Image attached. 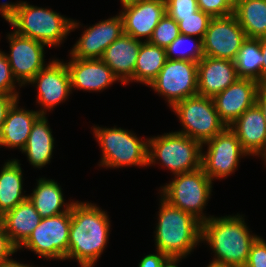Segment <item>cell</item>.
<instances>
[{
  "label": "cell",
  "mask_w": 266,
  "mask_h": 267,
  "mask_svg": "<svg viewBox=\"0 0 266 267\" xmlns=\"http://www.w3.org/2000/svg\"><path fill=\"white\" fill-rule=\"evenodd\" d=\"M106 211L89 202H73L67 259L93 267L107 246L110 220Z\"/></svg>",
  "instance_id": "obj_1"
},
{
  "label": "cell",
  "mask_w": 266,
  "mask_h": 267,
  "mask_svg": "<svg viewBox=\"0 0 266 267\" xmlns=\"http://www.w3.org/2000/svg\"><path fill=\"white\" fill-rule=\"evenodd\" d=\"M0 14L15 27L17 34L50 47L59 46L72 30L79 27V23L71 18L24 1L17 4L3 2L0 5Z\"/></svg>",
  "instance_id": "obj_2"
},
{
  "label": "cell",
  "mask_w": 266,
  "mask_h": 267,
  "mask_svg": "<svg viewBox=\"0 0 266 267\" xmlns=\"http://www.w3.org/2000/svg\"><path fill=\"white\" fill-rule=\"evenodd\" d=\"M249 230L242 215L210 216L201 225V241H206L215 254L212 262L244 267L258 237Z\"/></svg>",
  "instance_id": "obj_3"
},
{
  "label": "cell",
  "mask_w": 266,
  "mask_h": 267,
  "mask_svg": "<svg viewBox=\"0 0 266 267\" xmlns=\"http://www.w3.org/2000/svg\"><path fill=\"white\" fill-rule=\"evenodd\" d=\"M155 233L156 249L169 258H184L201 242L202 223L191 214L160 199Z\"/></svg>",
  "instance_id": "obj_4"
},
{
  "label": "cell",
  "mask_w": 266,
  "mask_h": 267,
  "mask_svg": "<svg viewBox=\"0 0 266 267\" xmlns=\"http://www.w3.org/2000/svg\"><path fill=\"white\" fill-rule=\"evenodd\" d=\"M202 148L200 142L177 131L148 138V166L159 160L174 175L195 171L202 167Z\"/></svg>",
  "instance_id": "obj_5"
},
{
  "label": "cell",
  "mask_w": 266,
  "mask_h": 267,
  "mask_svg": "<svg viewBox=\"0 0 266 267\" xmlns=\"http://www.w3.org/2000/svg\"><path fill=\"white\" fill-rule=\"evenodd\" d=\"M102 149L101 164L108 168L148 166V139L143 141L131 131L121 128L93 127Z\"/></svg>",
  "instance_id": "obj_6"
},
{
  "label": "cell",
  "mask_w": 266,
  "mask_h": 267,
  "mask_svg": "<svg viewBox=\"0 0 266 267\" xmlns=\"http://www.w3.org/2000/svg\"><path fill=\"white\" fill-rule=\"evenodd\" d=\"M175 178L160 190L161 197L174 207L191 214L201 223L209 217L202 212L210 199L212 180L201 167L198 170L174 175Z\"/></svg>",
  "instance_id": "obj_7"
},
{
  "label": "cell",
  "mask_w": 266,
  "mask_h": 267,
  "mask_svg": "<svg viewBox=\"0 0 266 267\" xmlns=\"http://www.w3.org/2000/svg\"><path fill=\"white\" fill-rule=\"evenodd\" d=\"M171 108L183 126V130L177 132L201 144L227 128L211 97L195 95L175 103Z\"/></svg>",
  "instance_id": "obj_8"
},
{
  "label": "cell",
  "mask_w": 266,
  "mask_h": 267,
  "mask_svg": "<svg viewBox=\"0 0 266 267\" xmlns=\"http://www.w3.org/2000/svg\"><path fill=\"white\" fill-rule=\"evenodd\" d=\"M71 209L55 216L41 218L38 226L18 247L38 254V257L66 260L69 246Z\"/></svg>",
  "instance_id": "obj_9"
},
{
  "label": "cell",
  "mask_w": 266,
  "mask_h": 267,
  "mask_svg": "<svg viewBox=\"0 0 266 267\" xmlns=\"http://www.w3.org/2000/svg\"><path fill=\"white\" fill-rule=\"evenodd\" d=\"M198 62L167 59L157 78L149 85L165 96L169 106L198 95Z\"/></svg>",
  "instance_id": "obj_10"
},
{
  "label": "cell",
  "mask_w": 266,
  "mask_h": 267,
  "mask_svg": "<svg viewBox=\"0 0 266 267\" xmlns=\"http://www.w3.org/2000/svg\"><path fill=\"white\" fill-rule=\"evenodd\" d=\"M202 145L208 146L202 153V168L213 181L235 172L239 158L249 155L229 127Z\"/></svg>",
  "instance_id": "obj_11"
},
{
  "label": "cell",
  "mask_w": 266,
  "mask_h": 267,
  "mask_svg": "<svg viewBox=\"0 0 266 267\" xmlns=\"http://www.w3.org/2000/svg\"><path fill=\"white\" fill-rule=\"evenodd\" d=\"M246 39L234 14L212 18L202 39L204 56L234 61Z\"/></svg>",
  "instance_id": "obj_12"
},
{
  "label": "cell",
  "mask_w": 266,
  "mask_h": 267,
  "mask_svg": "<svg viewBox=\"0 0 266 267\" xmlns=\"http://www.w3.org/2000/svg\"><path fill=\"white\" fill-rule=\"evenodd\" d=\"M10 54L6 53L11 72L19 86L29 83L46 65L44 63V43L21 36L13 31L7 35Z\"/></svg>",
  "instance_id": "obj_13"
},
{
  "label": "cell",
  "mask_w": 266,
  "mask_h": 267,
  "mask_svg": "<svg viewBox=\"0 0 266 267\" xmlns=\"http://www.w3.org/2000/svg\"><path fill=\"white\" fill-rule=\"evenodd\" d=\"M37 84V101L41 105L39 113L46 115L48 109L53 110L59 103L65 101L70 95L71 80L66 63L52 59L47 66L39 71L29 82ZM43 106V107H42Z\"/></svg>",
  "instance_id": "obj_14"
},
{
  "label": "cell",
  "mask_w": 266,
  "mask_h": 267,
  "mask_svg": "<svg viewBox=\"0 0 266 267\" xmlns=\"http://www.w3.org/2000/svg\"><path fill=\"white\" fill-rule=\"evenodd\" d=\"M119 14L123 19L124 33L136 40L153 35L155 27L166 14L165 0H138L122 5Z\"/></svg>",
  "instance_id": "obj_15"
},
{
  "label": "cell",
  "mask_w": 266,
  "mask_h": 267,
  "mask_svg": "<svg viewBox=\"0 0 266 267\" xmlns=\"http://www.w3.org/2000/svg\"><path fill=\"white\" fill-rule=\"evenodd\" d=\"M124 33L123 19L116 15L90 26L72 48L76 59H100L104 50Z\"/></svg>",
  "instance_id": "obj_16"
},
{
  "label": "cell",
  "mask_w": 266,
  "mask_h": 267,
  "mask_svg": "<svg viewBox=\"0 0 266 267\" xmlns=\"http://www.w3.org/2000/svg\"><path fill=\"white\" fill-rule=\"evenodd\" d=\"M259 86L260 84L253 79L238 78L213 97L216 111L227 127L257 103Z\"/></svg>",
  "instance_id": "obj_17"
},
{
  "label": "cell",
  "mask_w": 266,
  "mask_h": 267,
  "mask_svg": "<svg viewBox=\"0 0 266 267\" xmlns=\"http://www.w3.org/2000/svg\"><path fill=\"white\" fill-rule=\"evenodd\" d=\"M229 128L249 156L260 155L266 164V122L257 103L248 108Z\"/></svg>",
  "instance_id": "obj_18"
},
{
  "label": "cell",
  "mask_w": 266,
  "mask_h": 267,
  "mask_svg": "<svg viewBox=\"0 0 266 267\" xmlns=\"http://www.w3.org/2000/svg\"><path fill=\"white\" fill-rule=\"evenodd\" d=\"M197 75L198 95L211 98L239 78L234 61L209 56L199 60Z\"/></svg>",
  "instance_id": "obj_19"
},
{
  "label": "cell",
  "mask_w": 266,
  "mask_h": 267,
  "mask_svg": "<svg viewBox=\"0 0 266 267\" xmlns=\"http://www.w3.org/2000/svg\"><path fill=\"white\" fill-rule=\"evenodd\" d=\"M71 89L101 91L119 79L101 59H76L66 63Z\"/></svg>",
  "instance_id": "obj_20"
},
{
  "label": "cell",
  "mask_w": 266,
  "mask_h": 267,
  "mask_svg": "<svg viewBox=\"0 0 266 267\" xmlns=\"http://www.w3.org/2000/svg\"><path fill=\"white\" fill-rule=\"evenodd\" d=\"M142 41L136 40L123 33L110 46H108L100 58L125 85L133 81L135 65Z\"/></svg>",
  "instance_id": "obj_21"
},
{
  "label": "cell",
  "mask_w": 266,
  "mask_h": 267,
  "mask_svg": "<svg viewBox=\"0 0 266 267\" xmlns=\"http://www.w3.org/2000/svg\"><path fill=\"white\" fill-rule=\"evenodd\" d=\"M19 99L9 108L6 119L0 128V146L18 148L25 147L31 128L41 115L39 111L18 108Z\"/></svg>",
  "instance_id": "obj_22"
},
{
  "label": "cell",
  "mask_w": 266,
  "mask_h": 267,
  "mask_svg": "<svg viewBox=\"0 0 266 267\" xmlns=\"http://www.w3.org/2000/svg\"><path fill=\"white\" fill-rule=\"evenodd\" d=\"M40 221L41 216L29 198L0 217L5 232L17 247L29 237Z\"/></svg>",
  "instance_id": "obj_23"
},
{
  "label": "cell",
  "mask_w": 266,
  "mask_h": 267,
  "mask_svg": "<svg viewBox=\"0 0 266 267\" xmlns=\"http://www.w3.org/2000/svg\"><path fill=\"white\" fill-rule=\"evenodd\" d=\"M54 138L46 115H40L33 123L25 147L21 150L36 168H42L52 158Z\"/></svg>",
  "instance_id": "obj_24"
},
{
  "label": "cell",
  "mask_w": 266,
  "mask_h": 267,
  "mask_svg": "<svg viewBox=\"0 0 266 267\" xmlns=\"http://www.w3.org/2000/svg\"><path fill=\"white\" fill-rule=\"evenodd\" d=\"M19 160L11 159L0 170V217L28 196L23 194V175Z\"/></svg>",
  "instance_id": "obj_25"
},
{
  "label": "cell",
  "mask_w": 266,
  "mask_h": 267,
  "mask_svg": "<svg viewBox=\"0 0 266 267\" xmlns=\"http://www.w3.org/2000/svg\"><path fill=\"white\" fill-rule=\"evenodd\" d=\"M28 198L41 218L65 213L71 209L73 204V202L64 203L63 193L58 183L45 178L38 179L36 188L31 195H28Z\"/></svg>",
  "instance_id": "obj_26"
},
{
  "label": "cell",
  "mask_w": 266,
  "mask_h": 267,
  "mask_svg": "<svg viewBox=\"0 0 266 267\" xmlns=\"http://www.w3.org/2000/svg\"><path fill=\"white\" fill-rule=\"evenodd\" d=\"M234 15L247 38L266 37V0H234Z\"/></svg>",
  "instance_id": "obj_27"
},
{
  "label": "cell",
  "mask_w": 266,
  "mask_h": 267,
  "mask_svg": "<svg viewBox=\"0 0 266 267\" xmlns=\"http://www.w3.org/2000/svg\"><path fill=\"white\" fill-rule=\"evenodd\" d=\"M167 61L166 49L144 41L138 52L133 81L149 86Z\"/></svg>",
  "instance_id": "obj_28"
},
{
  "label": "cell",
  "mask_w": 266,
  "mask_h": 267,
  "mask_svg": "<svg viewBox=\"0 0 266 267\" xmlns=\"http://www.w3.org/2000/svg\"><path fill=\"white\" fill-rule=\"evenodd\" d=\"M234 63L239 78L253 79L261 85L263 55L260 48V38H247L242 43Z\"/></svg>",
  "instance_id": "obj_29"
},
{
  "label": "cell",
  "mask_w": 266,
  "mask_h": 267,
  "mask_svg": "<svg viewBox=\"0 0 266 267\" xmlns=\"http://www.w3.org/2000/svg\"><path fill=\"white\" fill-rule=\"evenodd\" d=\"M191 38L192 36L180 34L176 39H174L173 42L165 48L167 59L199 62V60L204 57L202 39L195 41ZM190 41L193 42L192 45L190 44L191 47H193H188L187 51V45L191 43Z\"/></svg>",
  "instance_id": "obj_30"
},
{
  "label": "cell",
  "mask_w": 266,
  "mask_h": 267,
  "mask_svg": "<svg viewBox=\"0 0 266 267\" xmlns=\"http://www.w3.org/2000/svg\"><path fill=\"white\" fill-rule=\"evenodd\" d=\"M212 17L201 10L192 13V16L180 17L178 27L182 35L198 36L203 39Z\"/></svg>",
  "instance_id": "obj_31"
},
{
  "label": "cell",
  "mask_w": 266,
  "mask_h": 267,
  "mask_svg": "<svg viewBox=\"0 0 266 267\" xmlns=\"http://www.w3.org/2000/svg\"><path fill=\"white\" fill-rule=\"evenodd\" d=\"M180 34L178 23L166 13L155 27L149 42L159 47L166 48Z\"/></svg>",
  "instance_id": "obj_32"
},
{
  "label": "cell",
  "mask_w": 266,
  "mask_h": 267,
  "mask_svg": "<svg viewBox=\"0 0 266 267\" xmlns=\"http://www.w3.org/2000/svg\"><path fill=\"white\" fill-rule=\"evenodd\" d=\"M199 10L212 18L234 14V0H197Z\"/></svg>",
  "instance_id": "obj_33"
},
{
  "label": "cell",
  "mask_w": 266,
  "mask_h": 267,
  "mask_svg": "<svg viewBox=\"0 0 266 267\" xmlns=\"http://www.w3.org/2000/svg\"><path fill=\"white\" fill-rule=\"evenodd\" d=\"M166 13L177 23L180 17L192 16L199 10L197 0H165Z\"/></svg>",
  "instance_id": "obj_34"
},
{
  "label": "cell",
  "mask_w": 266,
  "mask_h": 267,
  "mask_svg": "<svg viewBox=\"0 0 266 267\" xmlns=\"http://www.w3.org/2000/svg\"><path fill=\"white\" fill-rule=\"evenodd\" d=\"M16 80L5 52L0 50V94L19 95L16 91Z\"/></svg>",
  "instance_id": "obj_35"
},
{
  "label": "cell",
  "mask_w": 266,
  "mask_h": 267,
  "mask_svg": "<svg viewBox=\"0 0 266 267\" xmlns=\"http://www.w3.org/2000/svg\"><path fill=\"white\" fill-rule=\"evenodd\" d=\"M244 267H266V241L257 237L253 242Z\"/></svg>",
  "instance_id": "obj_36"
},
{
  "label": "cell",
  "mask_w": 266,
  "mask_h": 267,
  "mask_svg": "<svg viewBox=\"0 0 266 267\" xmlns=\"http://www.w3.org/2000/svg\"><path fill=\"white\" fill-rule=\"evenodd\" d=\"M17 250L18 247L11 241L4 226L0 223V263L10 260V256Z\"/></svg>",
  "instance_id": "obj_37"
},
{
  "label": "cell",
  "mask_w": 266,
  "mask_h": 267,
  "mask_svg": "<svg viewBox=\"0 0 266 267\" xmlns=\"http://www.w3.org/2000/svg\"><path fill=\"white\" fill-rule=\"evenodd\" d=\"M156 254H148L142 258L138 267H163L164 263L169 258L166 254L156 250Z\"/></svg>",
  "instance_id": "obj_38"
},
{
  "label": "cell",
  "mask_w": 266,
  "mask_h": 267,
  "mask_svg": "<svg viewBox=\"0 0 266 267\" xmlns=\"http://www.w3.org/2000/svg\"><path fill=\"white\" fill-rule=\"evenodd\" d=\"M18 98L19 95L0 94V128L6 119L9 108Z\"/></svg>",
  "instance_id": "obj_39"
},
{
  "label": "cell",
  "mask_w": 266,
  "mask_h": 267,
  "mask_svg": "<svg viewBox=\"0 0 266 267\" xmlns=\"http://www.w3.org/2000/svg\"><path fill=\"white\" fill-rule=\"evenodd\" d=\"M260 48L263 55V64L261 68V85L266 84V37L260 38Z\"/></svg>",
  "instance_id": "obj_40"
},
{
  "label": "cell",
  "mask_w": 266,
  "mask_h": 267,
  "mask_svg": "<svg viewBox=\"0 0 266 267\" xmlns=\"http://www.w3.org/2000/svg\"><path fill=\"white\" fill-rule=\"evenodd\" d=\"M257 104L262 109L266 122V84L259 86L257 93Z\"/></svg>",
  "instance_id": "obj_41"
},
{
  "label": "cell",
  "mask_w": 266,
  "mask_h": 267,
  "mask_svg": "<svg viewBox=\"0 0 266 267\" xmlns=\"http://www.w3.org/2000/svg\"><path fill=\"white\" fill-rule=\"evenodd\" d=\"M0 267H33V266L22 264V263L16 262V260L10 259L6 262L0 263Z\"/></svg>",
  "instance_id": "obj_42"
},
{
  "label": "cell",
  "mask_w": 266,
  "mask_h": 267,
  "mask_svg": "<svg viewBox=\"0 0 266 267\" xmlns=\"http://www.w3.org/2000/svg\"><path fill=\"white\" fill-rule=\"evenodd\" d=\"M181 259L182 258H175V257L168 258L167 261L164 263L163 267H178L176 263H178L179 260Z\"/></svg>",
  "instance_id": "obj_43"
},
{
  "label": "cell",
  "mask_w": 266,
  "mask_h": 267,
  "mask_svg": "<svg viewBox=\"0 0 266 267\" xmlns=\"http://www.w3.org/2000/svg\"><path fill=\"white\" fill-rule=\"evenodd\" d=\"M207 267H238V266L219 264V263L211 262Z\"/></svg>",
  "instance_id": "obj_44"
},
{
  "label": "cell",
  "mask_w": 266,
  "mask_h": 267,
  "mask_svg": "<svg viewBox=\"0 0 266 267\" xmlns=\"http://www.w3.org/2000/svg\"><path fill=\"white\" fill-rule=\"evenodd\" d=\"M120 1H121V4L124 5V4L130 3V2H134V1H138V0H120Z\"/></svg>",
  "instance_id": "obj_45"
}]
</instances>
